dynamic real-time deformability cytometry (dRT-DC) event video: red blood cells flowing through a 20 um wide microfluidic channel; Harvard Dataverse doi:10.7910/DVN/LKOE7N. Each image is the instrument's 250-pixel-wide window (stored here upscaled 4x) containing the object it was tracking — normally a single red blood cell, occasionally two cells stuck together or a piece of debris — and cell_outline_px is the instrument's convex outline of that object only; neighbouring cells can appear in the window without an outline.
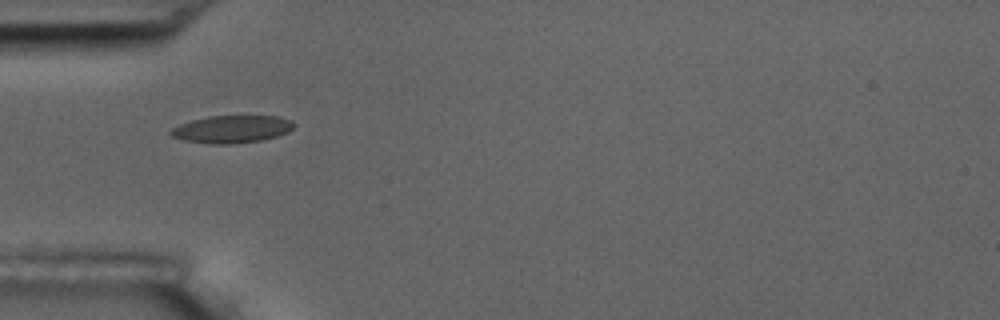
{"species": "common noctule bat (a hibernating species)", "species_latin": "Nyctalus noctula", "temperature_condition": "room temperature", "stored_images_in_passage": 10, "camera_frame_rate_fps": 3000, "um_per_image_px": 0.085, "animal": {"sex": "male", "body_mass_g": 17.5, "forearm_length_mm": 52.3}, "frame": {"image": 1, "passage_image": 6, "time_ms": 6.0, "image_size_px": [1000, 320], "cell_outline_px": [[296, 124], [288, 132], [276, 136], [260, 140], [232, 144], [208, 144], [184, 140], [172, 136], [168, 132], [172, 128], [180, 124], [192, 120], [208, 116], [280, 116], [292, 120]], "centroid_in_image_um": [19.71, 10.97], "position_along_channel_um": 65.3, "area_um2": 19.77}}
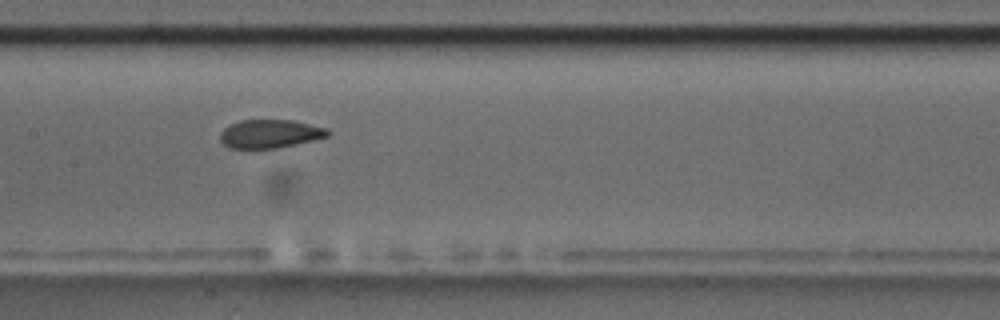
{"frame": {"image": 2, "passage_image": 9, "time_ms": 9.333, "image_size_px": [1000, 320], "cell_outline_px": [[332, 132], [328, 136], [296, 144], [276, 148], [228, 148], [220, 140], [220, 132], [228, 124], [240, 120], [292, 120], [328, 128]], "centroid_in_image_um": [22.94, 11.36], "position_along_channel_um": 184.5, "area_um2": 17.92}}
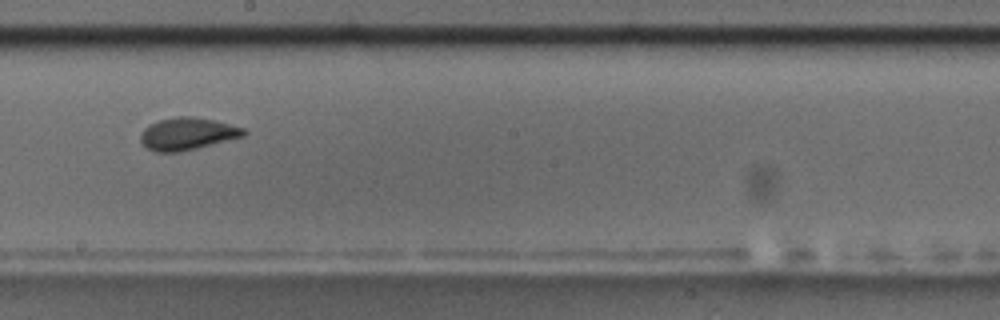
{"frame": {"image": 3, "passage_image": 10, "time_ms": 10.667, "image_size_px": [1000, 320], "cell_outline_px": [[248, 132], [244, 136], [180, 152], [156, 152], [148, 148], [140, 140], [140, 132], [148, 124], [160, 120], [176, 116], [192, 116], [212, 120], [244, 128]], "centroid_in_image_um": [15.9, 11.37], "position_along_channel_um": 232.3, "area_um2": 19.31}}